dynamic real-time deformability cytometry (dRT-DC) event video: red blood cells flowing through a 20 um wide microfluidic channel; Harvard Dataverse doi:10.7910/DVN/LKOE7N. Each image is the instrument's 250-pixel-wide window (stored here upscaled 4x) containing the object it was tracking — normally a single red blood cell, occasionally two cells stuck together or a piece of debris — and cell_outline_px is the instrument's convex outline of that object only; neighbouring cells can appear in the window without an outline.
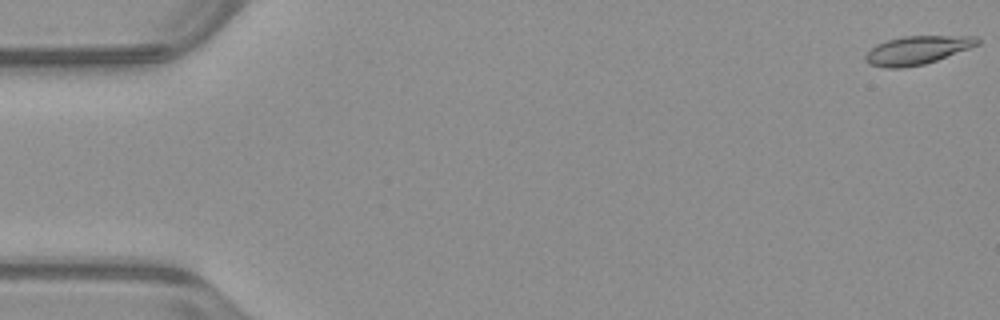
{"species": "common noctule bat (a hibernating species)", "species_latin": "Nyctalus noctula", "temperature_condition": "warm", "stored_images_in_passage": 53, "camera_frame_rate_fps": 3000, "um_per_image_px": 0.085, "animal": {"sex": "male", "body_mass_g": 23.1, "forearm_length_mm": 52.7}, "frame": {"image": 1, "passage_image": 1, "time_ms": 0.0, "image_size_px": [1000, 320], "cell_outline_px": [[980, 44], [936, 60], [924, 64], [900, 68], [888, 68], [868, 64], [864, 60], [864, 56], [876, 44], [888, 40], [904, 36], [976, 36], [980, 40]], "centroid_in_image_um": [77.94, 4.26], "position_along_channel_um": 7.1, "area_um2": 18.38}}
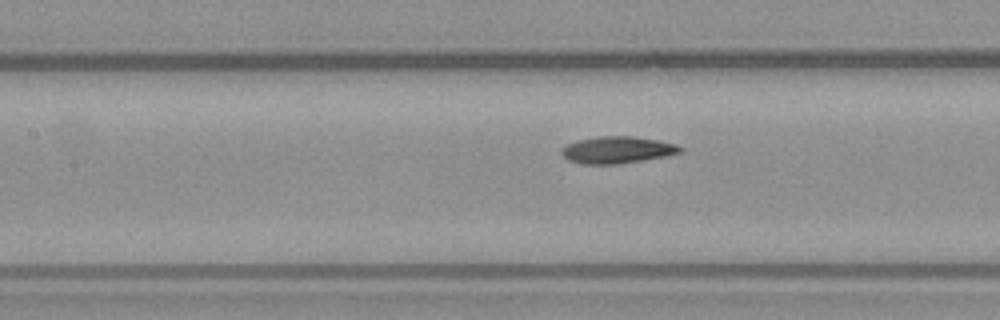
{"frame": {"image": 2, "passage_image": 24, "time_ms": 7.667, "image_size_px": [1000, 320], "cell_outline_px": [[684, 152], [644, 160], [620, 164], [580, 164], [568, 160], [560, 152], [560, 148], [564, 144], [576, 140], [596, 136], [632, 136], [656, 140], [676, 144], [684, 148]], "centroid_in_image_um": [52.42, 12.74], "position_along_channel_um": 155.0, "area_um2": 18.9}}
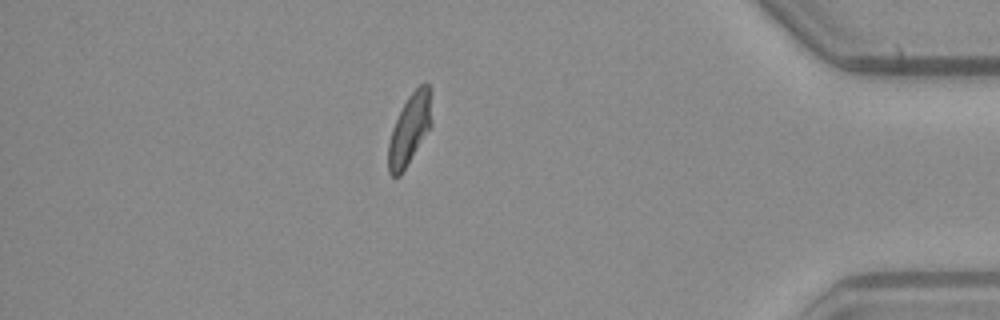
{"frame": {"image": 3, "passage_image": 46, "time_ms": 15.0, "image_size_px": [1000, 320], "cell_outline_px": [[432, 124], [400, 176], [392, 176], [388, 172], [388, 144], [392, 128], [408, 96], [424, 80], [432, 88]], "centroid_in_image_um": [34.85, 10.92], "position_along_channel_um": 400.4, "area_um2": 17.98}, "authors_computed_cell_mechanics": {"area_um2": 18.3804, "velocity_mm_per_s": 3.927, "shape_relaxation_time_tau1_ms": 4.909, "shape_relaxation_time_tau2_ms": 2.7631, "deformation_change_tau1": 0.1567, "deformation_change_tau2": 0.0835}}